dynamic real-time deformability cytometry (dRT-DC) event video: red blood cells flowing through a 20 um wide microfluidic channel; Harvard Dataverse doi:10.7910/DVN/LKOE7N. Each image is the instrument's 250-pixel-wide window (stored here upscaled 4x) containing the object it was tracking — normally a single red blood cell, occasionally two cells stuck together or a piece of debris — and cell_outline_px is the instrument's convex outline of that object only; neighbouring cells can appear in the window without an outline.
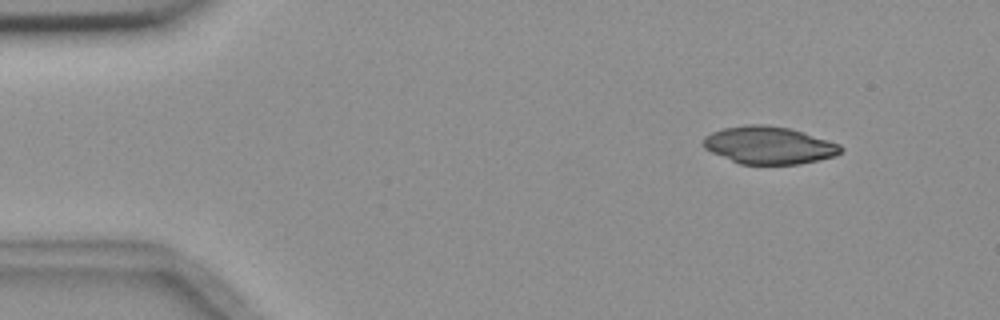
{"species": "common noctule bat (a hibernating species)", "species_latin": "Nyctalus noctula", "temperature_condition": "room temperature", "stored_images_in_passage": 3, "camera_frame_rate_fps": 3000, "um_per_image_px": 0.085, "animal": {"sex": "female", "body_mass_g": 18.4}, "frame": {"image": 1, "passage_image": 1, "time_ms": 0.0, "image_size_px": [1000, 320], "cell_outline_px": [[844, 148], [836, 156], [800, 164], [740, 164], [712, 152], [704, 148], [700, 144], [704, 136], [712, 132], [724, 128], [744, 124], [768, 124], [788, 128], [804, 132], [840, 144]], "centroid_in_image_um": [65.35, 12.33], "position_along_channel_um": 19.7, "area_um2": 30.23}}